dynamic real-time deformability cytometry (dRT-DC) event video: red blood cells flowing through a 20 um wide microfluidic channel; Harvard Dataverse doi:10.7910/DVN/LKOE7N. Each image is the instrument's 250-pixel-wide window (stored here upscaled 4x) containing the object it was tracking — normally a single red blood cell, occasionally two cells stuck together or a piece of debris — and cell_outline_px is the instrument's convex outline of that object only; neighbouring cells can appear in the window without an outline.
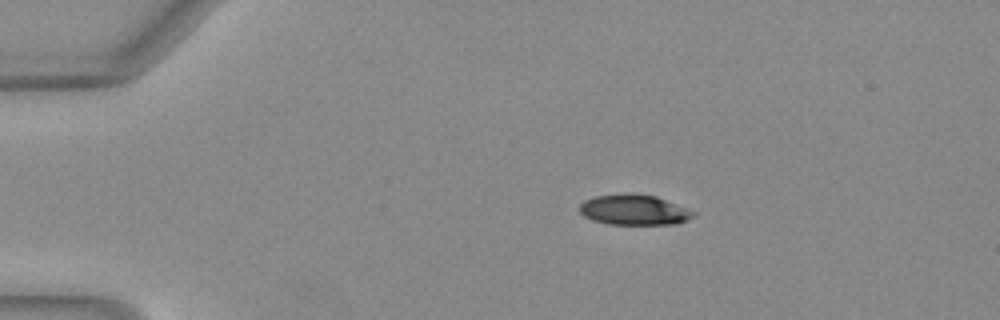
{"species": "Egyptian fruit bat (a non-hibernating species)", "species_latin": "Rousettus aegyptiacus", "temperature_condition": "warm", "stored_images_in_passage": 42, "camera_frame_rate_fps": 3000, "um_per_image_px": 0.085, "animal": {"sex": "female"}, "frame": {"image": 1, "passage_image": 1, "time_ms": 0.0, "image_size_px": [1000, 320], "cell_outline_px": [[696, 212], [692, 216], [676, 224], [608, 224], [592, 220], [584, 216], [580, 212], [580, 204], [584, 200], [596, 196], [656, 196], [688, 208]], "centroid_in_image_um": [53.9, 17.88], "position_along_channel_um": 31.1, "area_um2": 19.31}}
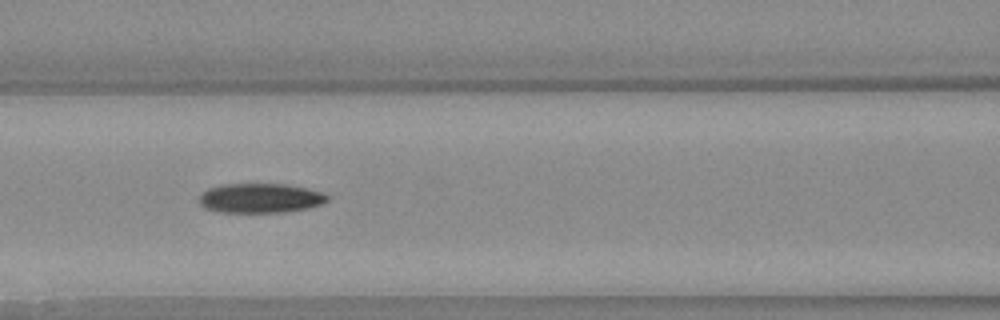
{"frame": {"image": 2, "passage_image": 14, "time_ms": 4.333, "image_size_px": [1000, 320], "cell_outline_px": [[332, 196], [328, 200], [320, 204], [308, 208], [284, 212], [220, 212], [204, 208], [200, 204], [200, 196], [208, 188], [224, 184], [284, 184], [308, 188], [324, 192]], "centroid_in_image_um": [22.17, 16.84], "position_along_channel_um": 144.4, "area_um2": 22.14}}
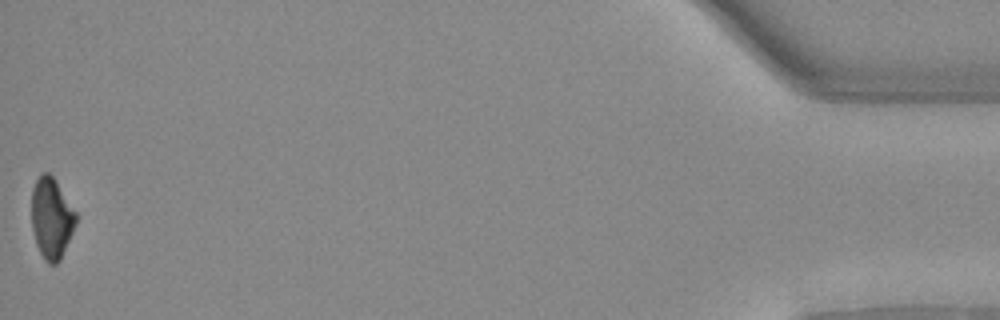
{"frame": {"image": 3, "passage_image": 42, "time_ms": 13.667, "image_size_px": [1000, 320], "cell_outline_px": [[76, 224], [60, 260], [56, 264], [48, 264], [44, 260], [36, 244], [32, 228], [32, 188], [40, 172], [48, 172], [52, 176], [76, 212]], "centroid_in_image_um": [4.36, 18.55], "position_along_channel_um": 430.8, "area_um2": 20.75}, "authors_computed_cell_mechanics": {"area_um2": 22.3686, "velocity_mm_per_s": 4.063, "shape_relaxation_time_tau1_ms": 4.7002, "shape_relaxation_time_tau2_ms": 8.392, "deformation_change_tau1": 0.1718, "deformation_change_tau2": 0.1564}}